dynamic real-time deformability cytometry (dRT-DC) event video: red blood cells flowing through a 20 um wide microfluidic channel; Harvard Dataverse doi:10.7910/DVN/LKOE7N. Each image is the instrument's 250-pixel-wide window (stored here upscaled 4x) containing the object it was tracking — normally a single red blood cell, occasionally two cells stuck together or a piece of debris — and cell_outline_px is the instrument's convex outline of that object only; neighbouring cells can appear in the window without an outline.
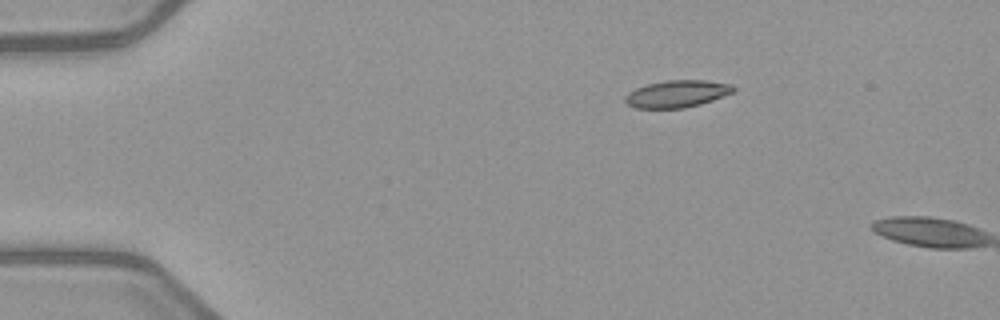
{"species": "common noctule bat (a hibernating species)", "species_latin": "Nyctalus noctula", "temperature_condition": "warm", "stored_images_in_passage": 2, "camera_frame_rate_fps": 3000, "um_per_image_px": 0.085, "animal": {"sex": "female", "body_mass_g": 21.9}, "frame": {"image": 1, "passage_image": 2, "time_ms": 2.0, "image_size_px": [1000, 320], "cell_outline_px": [[736, 88], [732, 92], [712, 100], [700, 104], [684, 108], [636, 108], [628, 104], [624, 100], [624, 96], [628, 92], [636, 88], [648, 84], [664, 80], [704, 80], [732, 84]], "centroid_in_image_um": [57.52, 7.97], "position_along_channel_um": 27.5, "area_um2": 17.05}}